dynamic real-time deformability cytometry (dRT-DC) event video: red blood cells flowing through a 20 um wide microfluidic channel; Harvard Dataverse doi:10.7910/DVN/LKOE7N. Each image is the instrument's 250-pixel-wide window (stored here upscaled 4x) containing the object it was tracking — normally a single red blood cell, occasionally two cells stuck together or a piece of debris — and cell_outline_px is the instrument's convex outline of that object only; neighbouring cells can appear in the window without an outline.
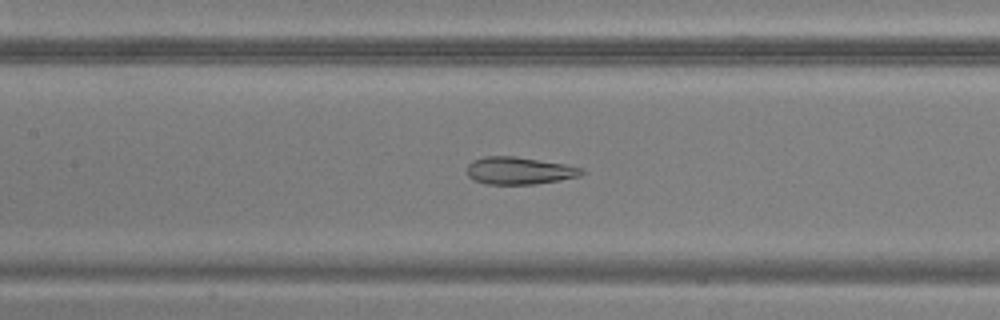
{"species": "common noctule bat (a hibernating species)", "species_latin": "Nyctalus noctula", "temperature_condition": "warm", "stored_images_in_passage": 50, "camera_frame_rate_fps": 3000, "um_per_image_px": 0.085, "animal": {"sex": "male", "body_mass_g": 20.5, "forearm_length_mm": 52.5}, "frame": {"image": 1, "passage_image": 23, "time_ms": 7.333, "image_size_px": [1000, 320], "cell_outline_px": [[588, 172], [580, 176], [536, 184], [484, 184], [468, 176], [468, 164], [472, 160], [484, 156], [516, 156], [564, 164], [584, 168]], "centroid_in_image_um": [44.17, 14.5], "position_along_channel_um": 163.2, "area_um2": 18.38}}
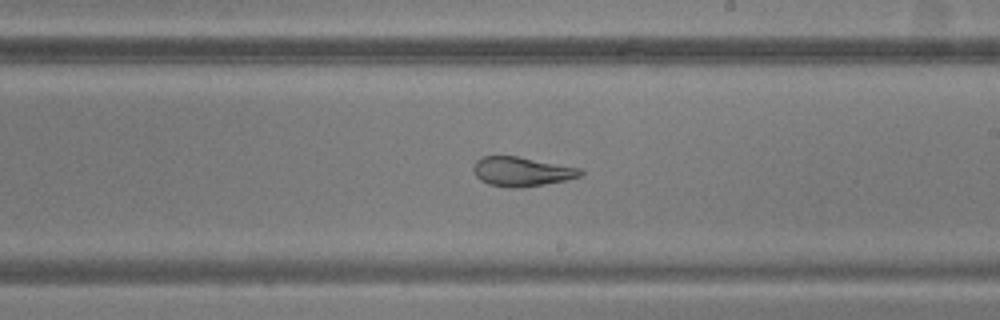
{"frame": {"image": 2, "passage_image": 29, "time_ms": 9.333, "image_size_px": [1000, 320], "cell_outline_px": [[584, 172], [580, 176], [564, 180], [544, 184], [520, 188], [508, 188], [488, 184], [480, 180], [476, 176], [472, 168], [476, 160], [484, 156], [516, 156], [580, 168]], "centroid_in_image_um": [44.3, 14.59], "position_along_channel_um": 244.7, "area_um2": 18.21}}
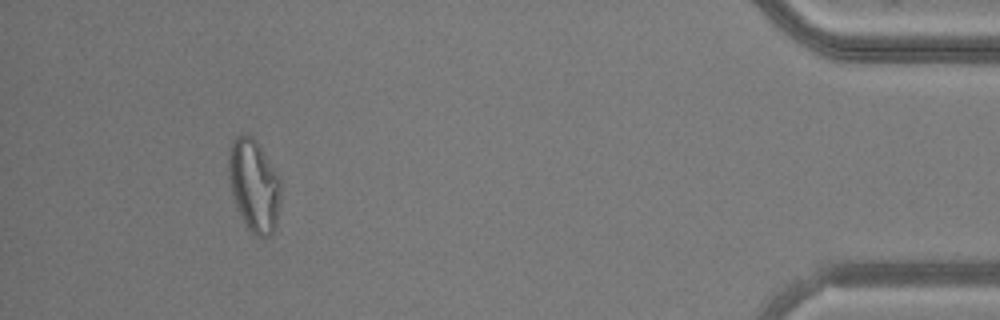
{"frame": {"image": 3, "passage_image": 46, "time_ms": 15.0, "image_size_px": [1000, 320], "cell_outline_px": [[280, 204], [276, 224], [272, 236], [256, 236], [244, 224], [236, 208], [228, 180], [228, 152], [232, 140], [236, 136], [244, 132], [252, 136], [256, 140], [280, 176]], "centroid_in_image_um": [21.58, 15.74], "position_along_channel_um": 413.6, "area_um2": 28.67}}